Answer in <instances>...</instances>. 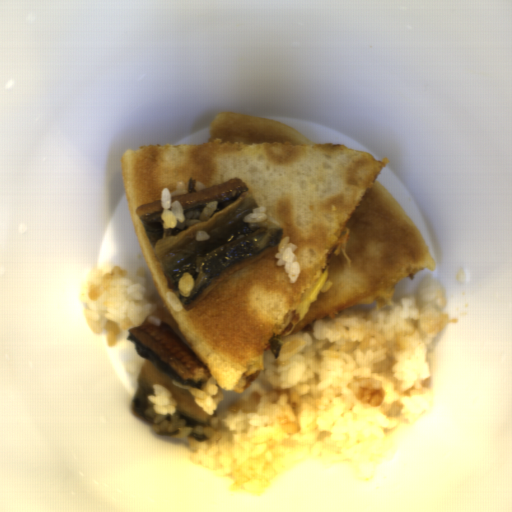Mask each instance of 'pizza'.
Wrapping results in <instances>:
<instances>
[{
	"mask_svg": "<svg viewBox=\"0 0 512 512\" xmlns=\"http://www.w3.org/2000/svg\"><path fill=\"white\" fill-rule=\"evenodd\" d=\"M388 159L315 142L281 120L222 112L201 144L128 148L120 172L135 236L156 296L153 315L168 323L207 366L222 391L243 393L278 358L289 337L314 334L319 320L374 303L389 307L399 283L437 262L417 226L378 177ZM240 177L260 207L298 244L301 264L288 284L274 256L278 246L215 279L182 312L166 301L167 279L137 205L161 200L176 182L196 191ZM172 292V291H171Z\"/></svg>",
	"mask_w": 512,
	"mask_h": 512,
	"instance_id": "dd6c1bee",
	"label": "pizza"
}]
</instances>
